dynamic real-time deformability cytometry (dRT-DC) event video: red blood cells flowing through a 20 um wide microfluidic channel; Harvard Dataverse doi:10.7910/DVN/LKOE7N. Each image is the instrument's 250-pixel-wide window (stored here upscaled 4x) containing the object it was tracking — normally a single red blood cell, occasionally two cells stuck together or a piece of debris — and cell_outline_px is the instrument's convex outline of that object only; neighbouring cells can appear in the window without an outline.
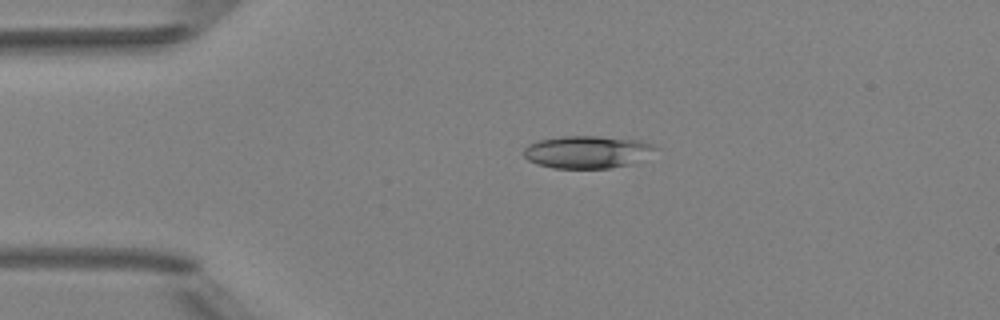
{"species": "Egyptian fruit bat (a non-hibernating species)", "species_latin": "Rousettus aegyptiacus", "temperature_condition": "room temperature", "stored_images_in_passage": 4, "camera_frame_rate_fps": 3000, "um_per_image_px": 0.085, "animal": {"sex": "female"}, "frame": {"image": 1, "passage_image": 3, "time_ms": 2.333, "image_size_px": [1000, 320], "cell_outline_px": [[660, 148], [628, 164], [612, 168], [552, 168], [528, 160], [524, 156], [524, 148], [528, 144], [540, 140], [560, 136], [600, 136], [640, 140], [652, 144]], "centroid_in_image_um": [49.89, 12.9], "position_along_channel_um": 35.1, "area_um2": 24.68}}